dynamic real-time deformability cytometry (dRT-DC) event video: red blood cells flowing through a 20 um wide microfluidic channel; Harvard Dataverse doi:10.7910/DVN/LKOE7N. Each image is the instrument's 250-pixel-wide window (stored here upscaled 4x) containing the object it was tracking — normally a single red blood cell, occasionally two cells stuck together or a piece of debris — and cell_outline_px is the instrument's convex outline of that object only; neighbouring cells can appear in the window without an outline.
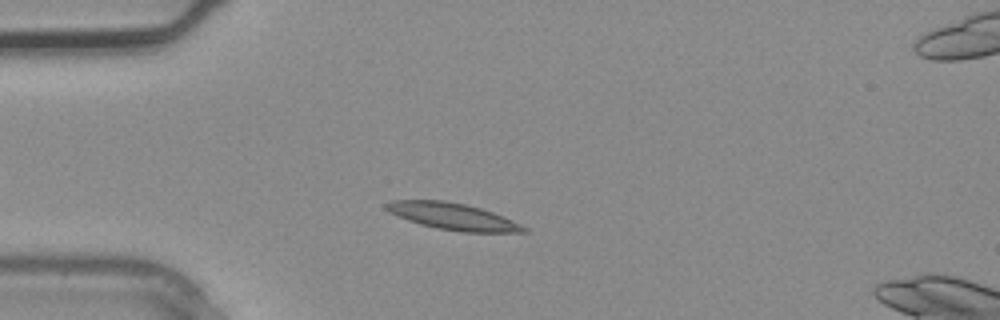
{"species": "common noctule bat (a hibernating species)", "species_latin": "Nyctalus noctula", "temperature_condition": "warm", "stored_images_in_passage": 3, "camera_frame_rate_fps": 3000, "um_per_image_px": 0.085, "animal": {"sex": "male", "body_mass_g": 20.4}, "frame": {"image": 1, "passage_image": 2, "time_ms": 0.333, "image_size_px": [1000, 320], "cell_outline_px": [[528, 232], [460, 232], [436, 228], [420, 224], [408, 220], [388, 212], [384, 208], [384, 204], [392, 200], [444, 200], [464, 204], [480, 208], [492, 212], [512, 220], [528, 228]], "centroid_in_image_um": [38.46, 18.39], "position_along_channel_um": 46.5, "area_um2": 21.39}}